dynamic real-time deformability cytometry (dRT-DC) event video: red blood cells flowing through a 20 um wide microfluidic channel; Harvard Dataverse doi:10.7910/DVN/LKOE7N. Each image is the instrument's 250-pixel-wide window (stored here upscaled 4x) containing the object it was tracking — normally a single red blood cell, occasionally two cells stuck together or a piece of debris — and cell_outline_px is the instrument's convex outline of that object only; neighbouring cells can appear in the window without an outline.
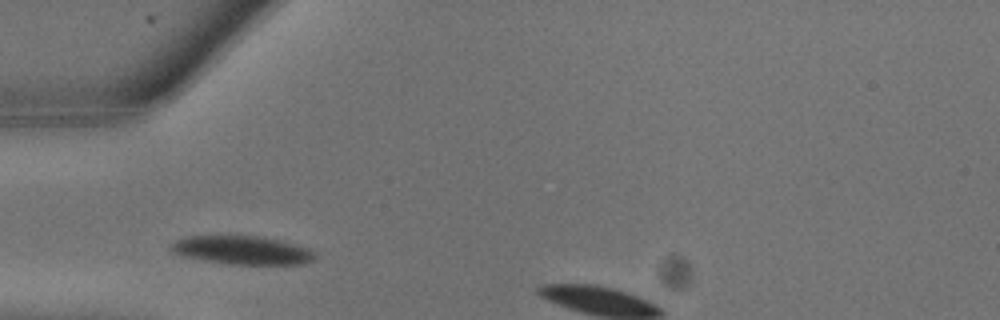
{"species": "common noctule bat (a hibernating species)", "species_latin": "Nyctalus noctula", "temperature_condition": "warm", "stored_images_in_passage": 4, "camera_frame_rate_fps": 3000, "um_per_image_px": 0.085, "animal": {"sex": "male", "body_mass_g": 13.3}, "frame": {"image": 1, "passage_image": 2, "time_ms": 0.333, "image_size_px": [1000, 320], "cell_outline_px": [[316, 256], [312, 260], [304, 264], [236, 264], [180, 256], [168, 248], [168, 244], [176, 240], [188, 236], [256, 236], [276, 240], [308, 248]], "centroid_in_image_um": [20.52, 21.26], "position_along_channel_um": 64.5, "area_um2": 23.41}}